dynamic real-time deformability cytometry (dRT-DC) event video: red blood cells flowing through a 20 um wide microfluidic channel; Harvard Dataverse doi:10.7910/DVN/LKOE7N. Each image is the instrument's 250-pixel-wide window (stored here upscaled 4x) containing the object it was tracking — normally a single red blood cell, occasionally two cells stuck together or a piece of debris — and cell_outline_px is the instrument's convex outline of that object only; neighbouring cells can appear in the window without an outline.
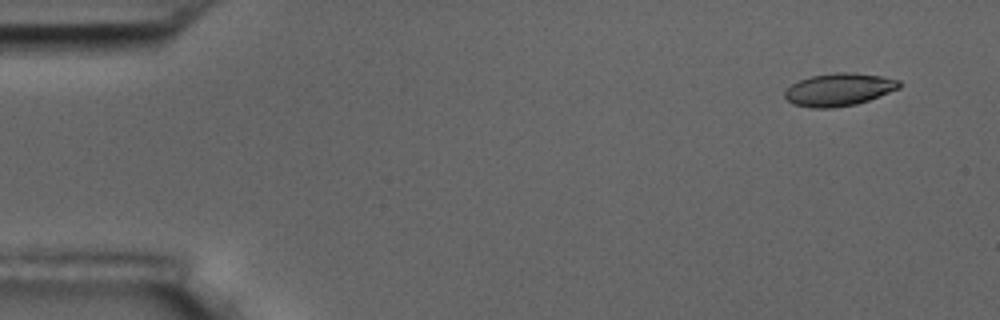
{"species": "common noctule bat (a hibernating species)", "species_latin": "Nyctalus noctula", "temperature_condition": "room temperature", "stored_images_in_passage": 10, "camera_frame_rate_fps": 3000, "um_per_image_px": 0.085, "animal": {"sex": "male", "body_mass_g": 17.5, "forearm_length_mm": 52.3}, "frame": {"image": 1, "passage_image": 2, "time_ms": 1.0, "image_size_px": [1000, 320], "cell_outline_px": [[904, 84], [900, 88], [868, 100], [856, 104], [832, 108], [812, 108], [792, 104], [784, 96], [784, 92], [792, 84], [800, 80], [812, 76], [836, 72], [852, 72], [880, 76], [900, 80]], "centroid_in_image_um": [71.33, 7.61], "position_along_channel_um": 13.7, "area_um2": 21.79}}
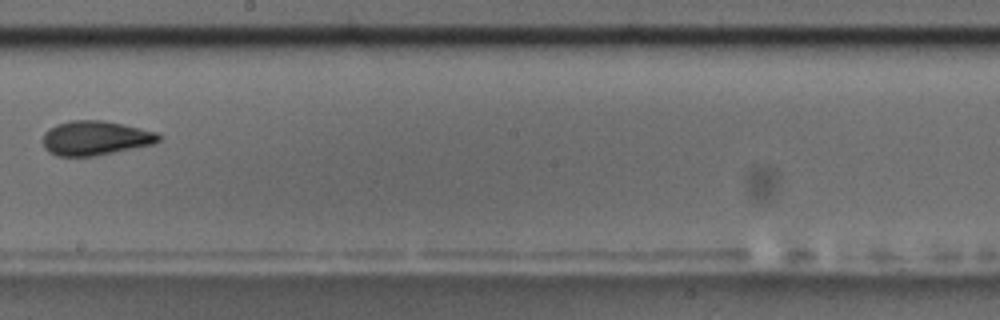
{"frame": {"image": 2, "passage_image": 9, "time_ms": 10.333, "image_size_px": [1000, 320], "cell_outline_px": [[164, 136], [156, 144], [96, 156], [56, 156], [48, 152], [44, 148], [44, 132], [48, 128], [56, 124], [72, 120], [104, 120], [124, 124], [156, 132]], "centroid_in_image_um": [8.14, 11.74], "position_along_channel_um": 240.1, "area_um2": 23.58}}
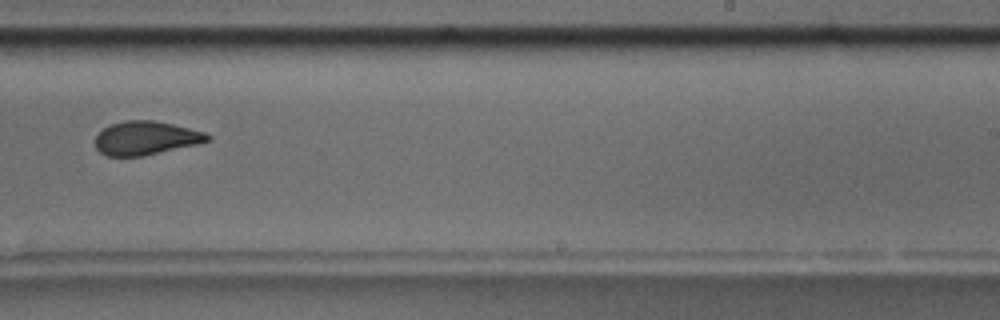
{"frame": {"image": 3, "passage_image": 10, "time_ms": 11.333, "image_size_px": [1000, 320], "cell_outline_px": [[212, 136], [208, 140], [196, 144], [140, 156], [108, 156], [100, 152], [96, 148], [96, 136], [104, 128], [112, 124], [124, 120], [156, 120], [204, 132]], "centroid_in_image_um": [12.37, 11.72], "position_along_channel_um": 276.6, "area_um2": 21.62}}